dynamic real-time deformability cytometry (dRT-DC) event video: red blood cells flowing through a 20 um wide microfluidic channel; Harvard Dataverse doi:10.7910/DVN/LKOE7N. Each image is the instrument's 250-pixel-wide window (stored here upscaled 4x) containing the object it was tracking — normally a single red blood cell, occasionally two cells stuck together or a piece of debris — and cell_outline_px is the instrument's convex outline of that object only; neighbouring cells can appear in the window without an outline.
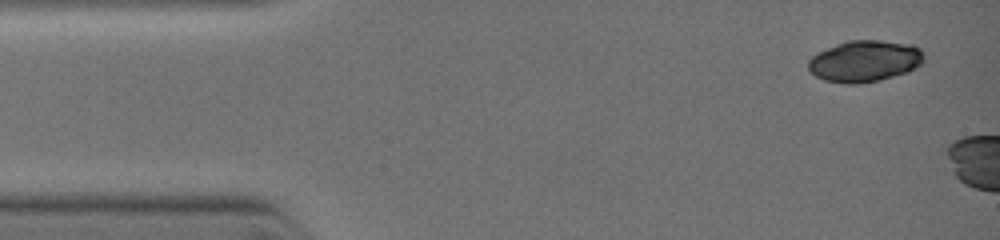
{"species": "common noctule bat (a hibernating species)", "species_latin": "Nyctalus noctula", "temperature_condition": "warm", "stored_images_in_passage": 4, "camera_frame_rate_fps": 3000, "um_per_image_px": 0.085, "animal": {"sex": "female", "body_mass_g": 19.0, "forearm_length_mm": 51.5}, "frame": {"image": 1, "passage_image": 1, "time_ms": 0.0, "image_size_px": [1000, 240], "cell_outline_px": [[924, 60], [916, 68], [908, 72], [880, 80], [856, 84], [844, 84], [824, 80], [816, 76], [808, 68], [808, 60], [812, 56], [828, 48], [848, 40], [880, 40], [912, 44], [920, 48], [924, 52]], "centroid_in_image_um": [73.53, 5.2], "position_along_channel_um": 11.5, "area_um2": 28.03}}